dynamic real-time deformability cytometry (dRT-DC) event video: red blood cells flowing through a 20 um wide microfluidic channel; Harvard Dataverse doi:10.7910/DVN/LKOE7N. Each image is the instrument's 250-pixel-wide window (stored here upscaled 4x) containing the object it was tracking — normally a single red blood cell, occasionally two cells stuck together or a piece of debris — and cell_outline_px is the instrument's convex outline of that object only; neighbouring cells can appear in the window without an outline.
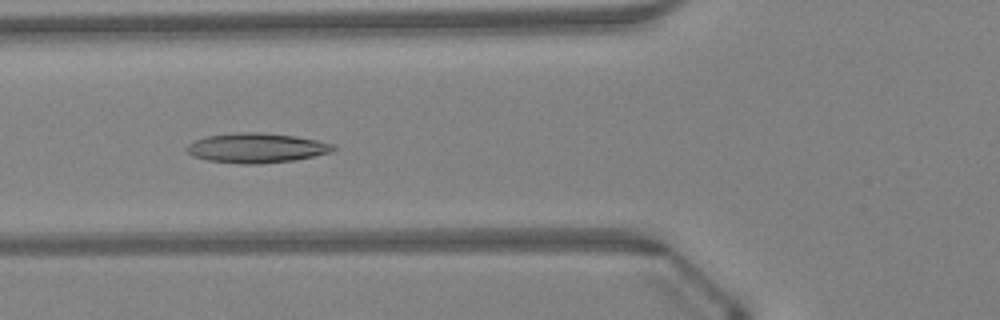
{"species": "Egyptian fruit bat (a non-hibernating species)", "species_latin": "Rousettus aegyptiacus", "temperature_condition": "warm", "stored_images_in_passage": 47, "camera_frame_rate_fps": 3000, "um_per_image_px": 0.085, "animal": {"sex": "female"}, "frame": {"image": 1, "passage_image": 18, "time_ms": 5.667, "image_size_px": [1000, 320], "cell_outline_px": [[336, 148], [332, 152], [296, 160], [260, 164], [240, 164], [208, 160], [192, 156], [184, 148], [188, 144], [196, 140], [208, 136], [240, 132], [260, 132], [296, 136], [316, 140], [332, 144]], "centroid_in_image_um": [21.8, 12.58], "position_along_channel_um": 104.0, "area_um2": 25.37}}
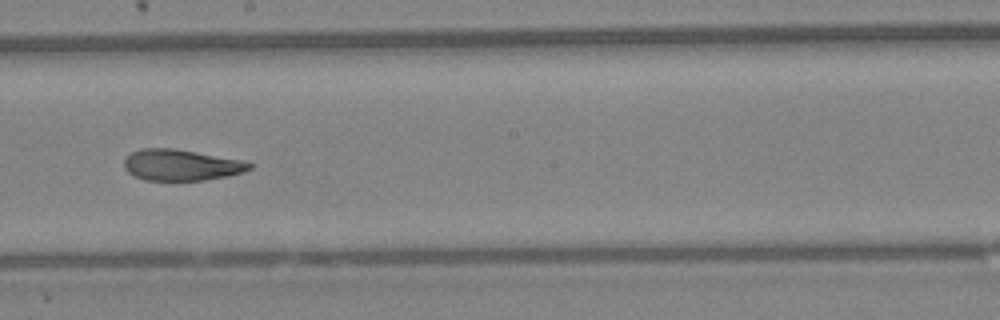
{"frame": {"image": 2, "passage_image": 27, "time_ms": 8.667, "image_size_px": [1000, 320], "cell_outline_px": [[256, 164], [252, 168], [244, 172], [228, 176], [204, 180], [144, 180], [128, 172], [124, 168], [124, 160], [132, 152], [144, 148], [172, 148], [240, 160]], "centroid_in_image_um": [15.42, 14.03], "position_along_channel_um": 232.8, "area_um2": 22.54}}
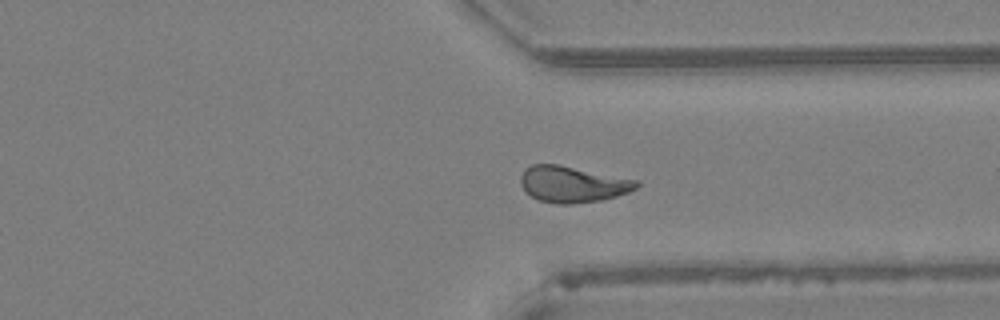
{"frame": {"image": 3, "passage_image": 36, "time_ms": 11.667, "image_size_px": [1000, 320], "cell_outline_px": [[640, 184], [636, 188], [628, 192], [616, 196], [600, 200], [572, 204], [556, 204], [540, 200], [524, 192], [520, 184], [520, 176], [524, 168], [532, 164], [556, 164], [640, 180]], "centroid_in_image_um": [48.65, 15.65], "position_along_channel_um": 362.8, "area_um2": 24.57}, "authors_computed_cell_mechanics": {"area_um2": 24.3916, "velocity_mm_per_s": 4.3099, "shape_relaxation_time_tau1_ms": null, "shape_relaxation_time_tau2_ms": 1.3671, "deformation_change_tau1": null, "deformation_change_tau2": 0.0865}}